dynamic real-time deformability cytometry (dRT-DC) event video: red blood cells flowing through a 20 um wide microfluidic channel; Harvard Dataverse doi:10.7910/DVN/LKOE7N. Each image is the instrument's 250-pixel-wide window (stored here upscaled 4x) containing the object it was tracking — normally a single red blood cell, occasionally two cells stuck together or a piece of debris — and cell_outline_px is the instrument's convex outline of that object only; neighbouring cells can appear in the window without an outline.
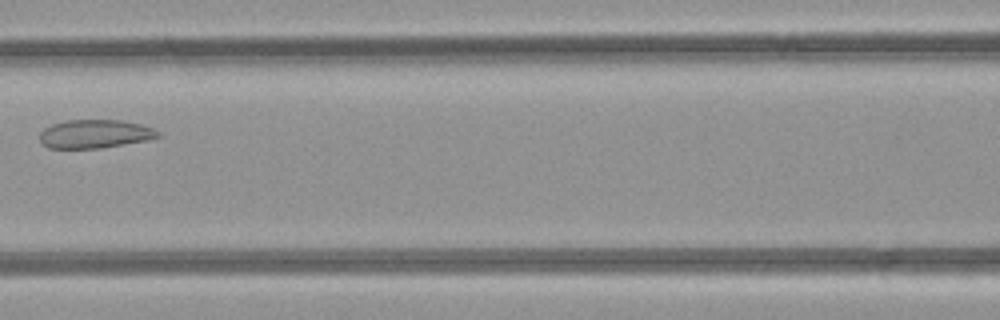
{"species": "common noctule bat (a hibernating species)", "species_latin": "Nyctalus noctula", "temperature_condition": "room temperature", "stored_images_in_passage": 3, "camera_frame_rate_fps": 3000, "um_per_image_px": 0.085, "animal": {"sex": "female", "body_mass_g": 21.9}, "frame": {"image": 1, "passage_image": 3, "time_ms": 2.333, "image_size_px": [1000, 320], "cell_outline_px": [[160, 136], [148, 140], [100, 148], [48, 148], [40, 144], [40, 132], [44, 128], [52, 124], [68, 120], [120, 120], [140, 124], [152, 128], [160, 132]], "centroid_in_image_um": [8.04, 11.39], "position_along_channel_um": 158.6, "area_um2": 19.65}}